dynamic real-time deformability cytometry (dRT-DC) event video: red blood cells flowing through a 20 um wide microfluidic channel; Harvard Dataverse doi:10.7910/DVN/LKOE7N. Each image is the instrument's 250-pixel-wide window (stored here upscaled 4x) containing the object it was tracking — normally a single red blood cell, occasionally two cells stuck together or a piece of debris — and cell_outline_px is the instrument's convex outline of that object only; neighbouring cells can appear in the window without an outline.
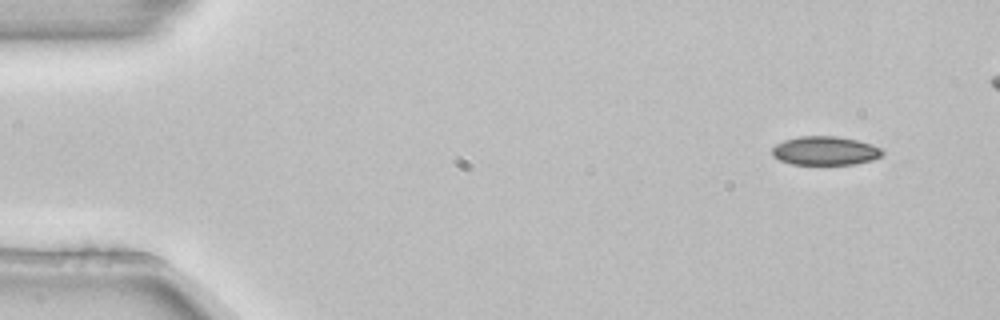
{"species": "common noctule bat (a hibernating species)", "species_latin": "Nyctalus noctula", "temperature_condition": "room temperature", "stored_images_in_passage": 5, "camera_frame_rate_fps": 3000, "um_per_image_px": 0.085, "animal": {"sex": "female", "body_mass_g": 22.7, "forearm_length_mm": 54.2}, "frame": {"image": 1, "passage_image": 1, "time_ms": 0.0, "image_size_px": [1000, 320], "cell_outline_px": [[884, 156], [872, 160], [856, 164], [792, 164], [780, 160], [772, 156], [772, 148], [776, 144], [784, 140], [800, 136], [836, 136], [856, 140], [872, 144], [880, 148], [884, 152]], "centroid_in_image_um": [70.15, 12.81], "position_along_channel_um": 14.8, "area_um2": 18.55}}